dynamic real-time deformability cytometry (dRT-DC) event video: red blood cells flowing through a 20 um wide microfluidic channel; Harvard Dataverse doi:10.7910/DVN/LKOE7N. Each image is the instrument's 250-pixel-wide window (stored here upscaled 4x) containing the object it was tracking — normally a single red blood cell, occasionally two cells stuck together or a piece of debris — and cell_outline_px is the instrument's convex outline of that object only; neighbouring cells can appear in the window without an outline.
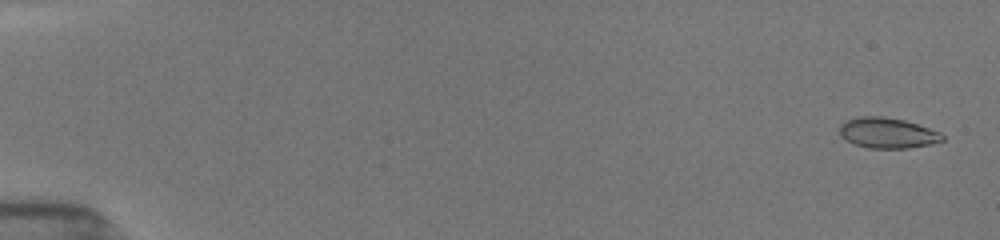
{"species": "common noctule bat (a hibernating species)", "species_latin": "Nyctalus noctula", "temperature_condition": "room temperature", "stored_images_in_passage": 53, "camera_frame_rate_fps": 3000, "um_per_image_px": 0.085, "animal": {"sex": "female", "body_mass_g": 19.5, "forearm_length_mm": 54.1}, "frame": {"image": 1, "passage_image": 2, "time_ms": 0.333, "image_size_px": [1000, 240], "cell_outline_px": [[944, 140], [928, 144], [908, 148], [868, 148], [856, 144], [840, 136], [840, 124], [848, 120], [860, 116], [880, 116], [904, 120], [940, 132], [944, 136]], "centroid_in_image_um": [75.43, 11.3], "position_along_channel_um": 9.6, "area_um2": 17.98}}
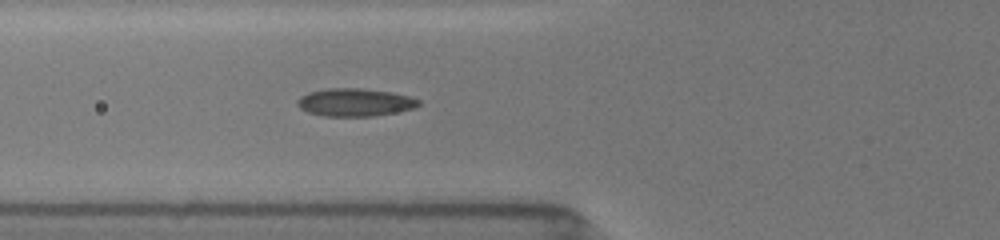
{"frame": {"image": 2, "passage_image": 21, "time_ms": 6.667, "image_size_px": [1000, 240], "cell_outline_px": [[420, 104], [416, 108], [396, 112], [372, 116], [324, 116], [308, 112], [300, 108], [296, 104], [296, 100], [300, 96], [308, 92], [328, 88], [360, 88], [392, 92], [412, 96], [420, 100]], "centroid_in_image_um": [30.18, 8.69], "position_along_channel_um": 95.6, "area_um2": 19.88}}
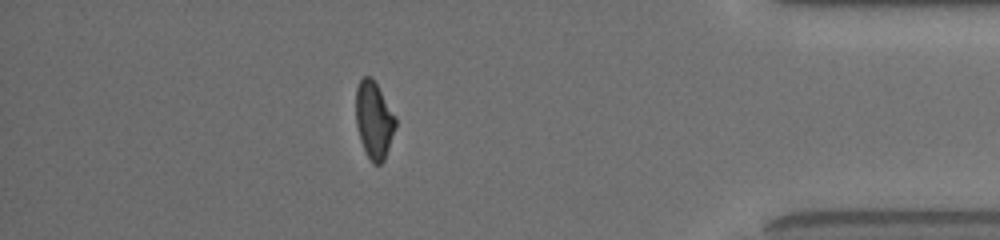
{"frame": {"image": 3, "passage_image": 47, "time_ms": 15.333, "image_size_px": [1000, 240], "cell_outline_px": [[396, 124], [384, 160], [380, 164], [372, 164], [360, 140], [356, 124], [356, 88], [360, 80], [364, 76], [372, 76], [396, 116]], "centroid_in_image_um": [31.78, 10.17], "position_along_channel_um": 403.4, "area_um2": 17.74}, "authors_computed_cell_mechanics": {"area_um2": 18.6694, "velocity_mm_per_s": 3.9429, "shape_relaxation_time_tau1_ms": 8.7607, "shape_relaxation_time_tau2_ms": 1.8239, "deformation_change_tau1": 0.2013, "deformation_change_tau2": 0.0576}}